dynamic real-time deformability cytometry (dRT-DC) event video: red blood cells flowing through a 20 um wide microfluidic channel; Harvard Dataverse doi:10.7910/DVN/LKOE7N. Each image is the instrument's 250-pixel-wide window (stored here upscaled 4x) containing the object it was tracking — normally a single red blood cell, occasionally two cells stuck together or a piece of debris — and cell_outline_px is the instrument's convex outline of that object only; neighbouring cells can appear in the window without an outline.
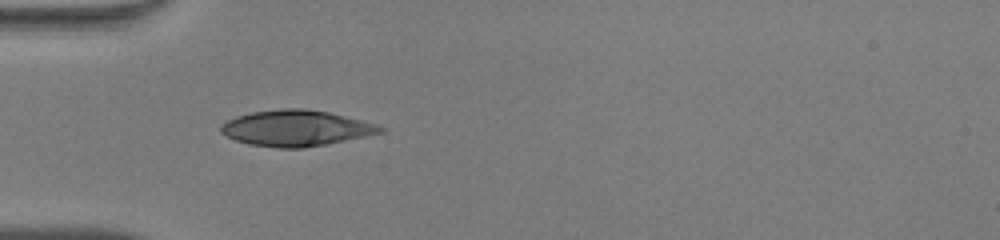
{"species": "human", "species_latin": "Homo sapiens", "temperature_condition": "warm", "stored_images_in_passage": 34, "camera_frame_rate_fps": 3000, "um_per_image_px": 0.085, "donor": {"sex": "male"}, "frame": {"image": 1, "passage_image": 1, "time_ms": 0.0, "image_size_px": [1000, 240], "cell_outline_px": [[388, 128], [384, 132], [304, 148], [276, 148], [248, 144], [236, 140], [220, 132], [220, 124], [224, 120], [236, 116], [252, 112], [280, 108], [304, 108], [328, 112], [376, 124]], "centroid_in_image_um": [25.11, 10.89], "position_along_channel_um": 59.9, "area_um2": 33.35}}
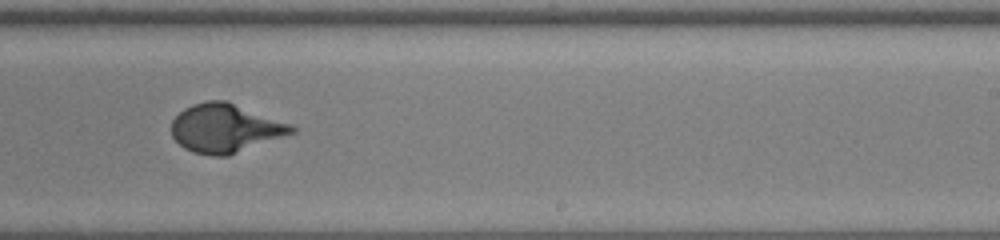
{"frame": {"image": 2, "passage_image": 16, "time_ms": 5.0, "image_size_px": [1000, 240], "cell_outline_px": [[296, 132], [228, 156], [212, 156], [192, 152], [184, 148], [172, 136], [172, 120], [184, 108], [192, 104], [208, 100], [228, 100], [292, 124], [296, 128]], "centroid_in_image_um": [19.17, 10.89], "position_along_channel_um": 269.8, "area_um2": 34.33}}
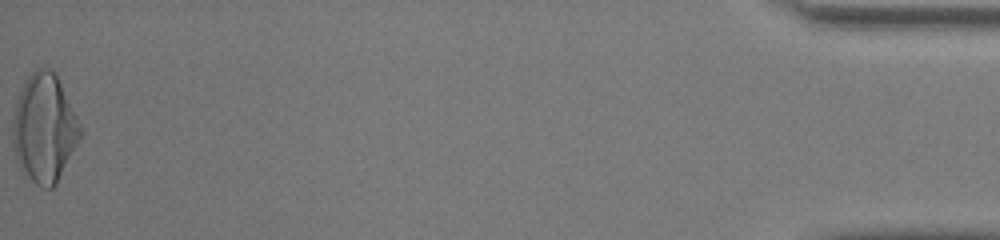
{"frame": {"image": 3, "passage_image": 34, "time_ms": 11.0, "image_size_px": [1000, 240], "cell_outline_px": [[84, 132], [80, 140], [56, 184], [52, 188], [44, 188], [36, 184], [20, 168], [16, 160], [12, 144], [12, 120], [16, 100], [28, 76], [36, 68], [48, 68], [56, 72]], "centroid_in_image_um": [3.77, 10.89], "position_along_channel_um": 431.4, "area_um2": 42.95}}